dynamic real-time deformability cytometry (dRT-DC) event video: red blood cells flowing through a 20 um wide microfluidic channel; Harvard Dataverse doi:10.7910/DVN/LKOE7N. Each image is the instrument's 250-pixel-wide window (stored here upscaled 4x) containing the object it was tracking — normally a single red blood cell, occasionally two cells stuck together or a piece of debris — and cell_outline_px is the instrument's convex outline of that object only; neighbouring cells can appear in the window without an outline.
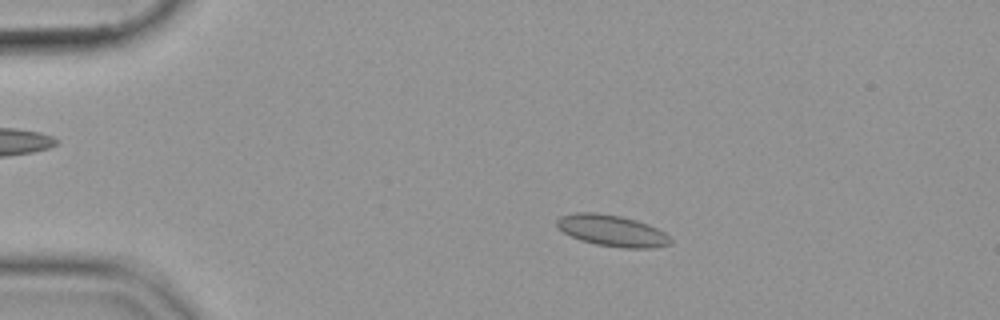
{"species": "common noctule bat (a hibernating species)", "species_latin": "Nyctalus noctula", "temperature_condition": "cold", "stored_images_in_passage": 47, "camera_frame_rate_fps": 3000, "um_per_image_px": 0.085, "animal": {"sex": "female", "body_mass_g": 19.9}, "frame": {"image": 1, "passage_image": 3, "time_ms": 0.667, "image_size_px": [1000, 320], "cell_outline_px": [[672, 244], [656, 248], [620, 248], [596, 244], [580, 240], [564, 232], [556, 224], [556, 220], [560, 216], [572, 212], [596, 212], [620, 216], [636, 220], [648, 224], [664, 232], [672, 240]], "centroid_in_image_um": [52.04, 19.61], "position_along_channel_um": 33.0, "area_um2": 20.87}}
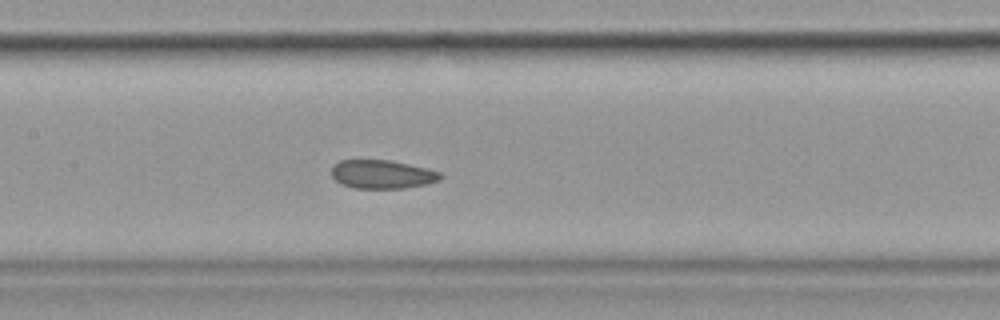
{"frame": {"image": 2, "passage_image": 19, "time_ms": 6.0, "image_size_px": [1000, 320], "cell_outline_px": [[444, 176], [440, 180], [424, 184], [404, 188], [356, 188], [340, 184], [332, 176], [332, 164], [340, 160], [392, 160], [428, 168], [440, 172]], "centroid_in_image_um": [32.49, 14.8], "position_along_channel_um": 174.9, "area_um2": 18.26}}
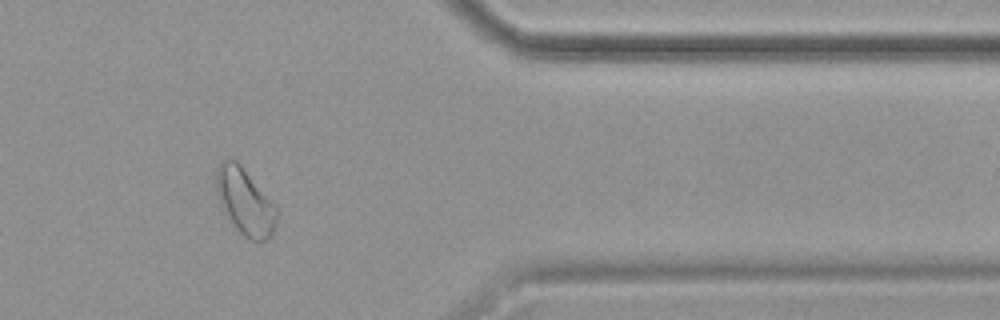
{"frame": {"image": 3, "passage_image": 38, "time_ms": 12.333, "image_size_px": [1000, 320], "cell_outline_px": [[276, 224], [272, 232], [264, 240], [248, 240], [236, 228], [220, 208], [216, 196], [216, 168], [228, 156], [236, 160], [240, 164], [276, 204]], "centroid_in_image_um": [20.79, 17.1], "position_along_channel_um": 390.6, "area_um2": 23.58}}